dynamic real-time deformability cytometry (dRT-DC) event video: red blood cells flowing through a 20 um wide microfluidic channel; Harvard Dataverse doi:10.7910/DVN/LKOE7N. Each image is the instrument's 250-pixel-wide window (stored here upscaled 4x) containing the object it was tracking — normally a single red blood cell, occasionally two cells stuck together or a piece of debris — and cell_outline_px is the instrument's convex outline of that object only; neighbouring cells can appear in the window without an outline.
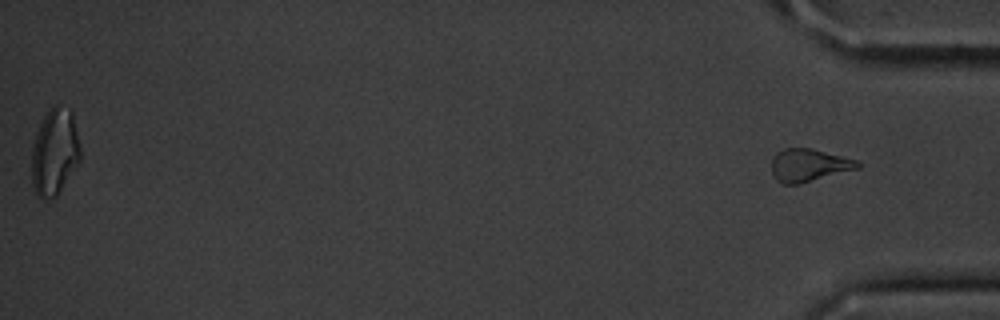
{"species": "common noctule bat (a hibernating species)", "species_latin": "Nyctalus noctula", "temperature_condition": "cold", "stored_images_in_passage": 55, "segment_of_instrument_passage": [2, 2], "camera_frame_rate_fps": 3000, "um_per_image_px": 0.085, "animal": {"sex": "male", "body_mass_g": 20.1, "forearm_length_mm": 53.5}, "frame": {"image": 1, "passage_image": 55, "time_ms": 18.0, "image_size_px": [1000, 320], "cell_outline_px": [[860, 168], [800, 184], [784, 184], [776, 180], [772, 172], [772, 160], [776, 152], [784, 148], [812, 148], [856, 160], [860, 164]], "centroid_in_image_um": [68.74, 14.04], "position_along_channel_um": 366.5, "area_um2": 16.42}}